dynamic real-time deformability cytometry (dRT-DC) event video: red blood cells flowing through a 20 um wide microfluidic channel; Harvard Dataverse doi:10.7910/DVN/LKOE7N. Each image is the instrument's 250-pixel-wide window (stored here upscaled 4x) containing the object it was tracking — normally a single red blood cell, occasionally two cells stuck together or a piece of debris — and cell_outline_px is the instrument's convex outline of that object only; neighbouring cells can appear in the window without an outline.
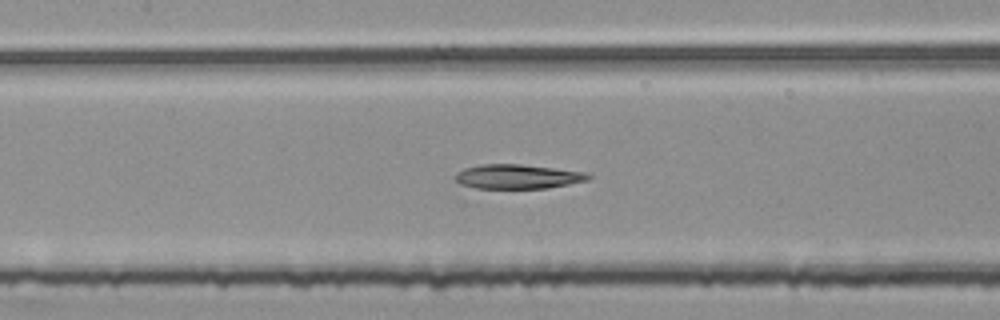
{"species": "common noctule bat (a hibernating species)", "species_latin": "Nyctalus noctula", "temperature_condition": "room temperature", "stored_images_in_passage": 53, "segment_of_instrument_passage": [2, 2], "camera_frame_rate_fps": 3000, "um_per_image_px": 0.085, "animal": {"sex": "female", "body_mass_g": 25.1}, "frame": {"image": 1, "passage_image": 25, "time_ms": 8.0, "image_size_px": [1000, 320], "cell_outline_px": [[592, 176], [588, 180], [548, 188], [476, 188], [460, 184], [456, 180], [456, 172], [464, 168], [480, 164], [520, 164], [588, 172]], "centroid_in_image_um": [44.01, 15.0], "position_along_channel_um": 163.4, "area_um2": 18.9}}
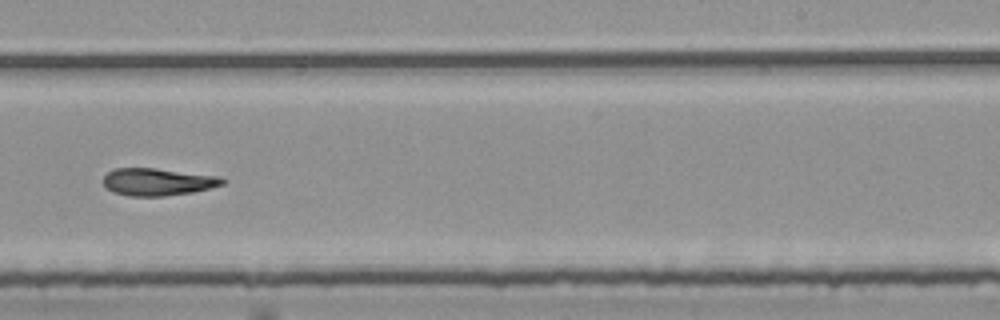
{"frame": {"image": 2, "passage_image": 34, "time_ms": 11.0, "image_size_px": [1000, 320], "cell_outline_px": [[228, 180], [224, 184], [192, 192], [164, 196], [128, 196], [112, 192], [104, 184], [104, 176], [112, 168], [156, 168], [220, 176]], "centroid_in_image_um": [13.42, 15.45], "position_along_channel_um": 275.6, "area_um2": 19.07}}
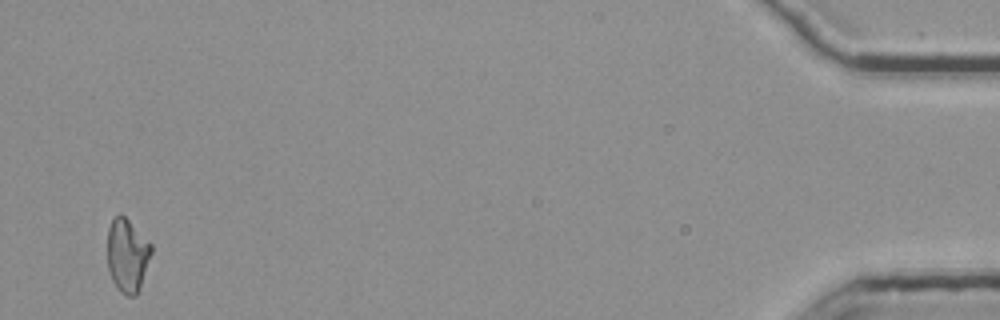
{"frame": {"image": 3, "passage_image": 53, "time_ms": 17.333, "image_size_px": [1000, 320], "cell_outline_px": [[152, 252], [136, 296], [128, 296], [120, 292], [116, 288], [108, 272], [108, 228], [112, 216], [120, 212], [152, 244]], "centroid_in_image_um": [10.8, 21.68], "position_along_channel_um": 424.4, "area_um2": 18.84}}